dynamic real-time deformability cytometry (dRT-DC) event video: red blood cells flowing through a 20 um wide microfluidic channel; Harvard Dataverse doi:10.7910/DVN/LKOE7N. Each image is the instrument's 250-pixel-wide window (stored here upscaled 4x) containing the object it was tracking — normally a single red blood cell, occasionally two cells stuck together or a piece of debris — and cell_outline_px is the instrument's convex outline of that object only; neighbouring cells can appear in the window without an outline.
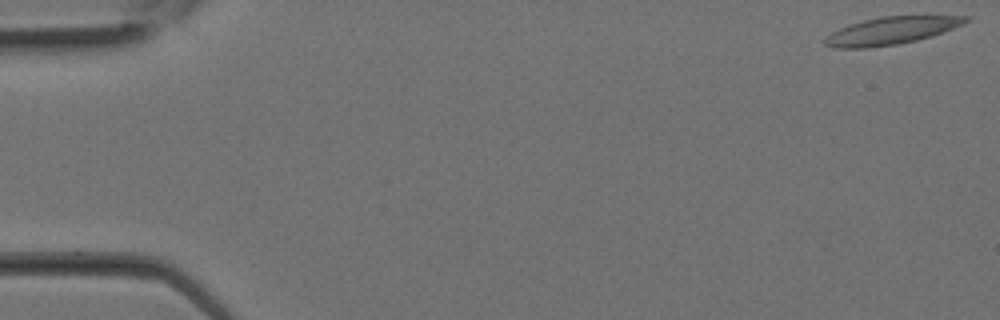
{"species": "Egyptian fruit bat (a non-hibernating species)", "species_latin": "Rousettus aegyptiacus", "temperature_condition": "room temperature", "stored_images_in_passage": 8, "camera_frame_rate_fps": 3000, "um_per_image_px": 0.085, "animal": {"sex": "female"}, "frame": {"image": 1, "passage_image": 1, "time_ms": 0.0, "image_size_px": [1000, 320], "cell_outline_px": [[972, 16], [964, 24], [932, 36], [916, 40], [896, 44], [868, 48], [832, 48], [824, 44], [824, 40], [832, 32], [848, 24], [864, 20], [884, 16]], "centroid_in_image_um": [75.74, 2.61], "position_along_channel_um": 9.3, "area_um2": 22.37}}